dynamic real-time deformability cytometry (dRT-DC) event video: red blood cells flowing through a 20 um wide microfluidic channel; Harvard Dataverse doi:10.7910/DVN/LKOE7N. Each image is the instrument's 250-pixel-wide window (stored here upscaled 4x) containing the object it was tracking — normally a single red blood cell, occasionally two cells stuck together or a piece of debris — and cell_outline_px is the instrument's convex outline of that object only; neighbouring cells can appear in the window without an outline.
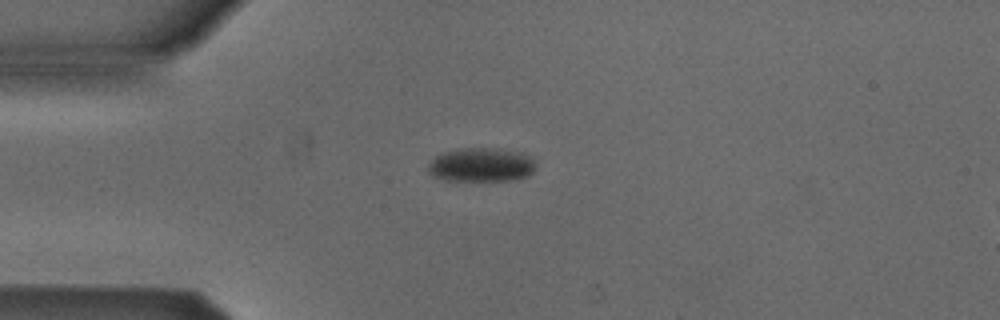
{"species": "Egyptian fruit bat (a non-hibernating species)", "species_latin": "Rousettus aegyptiacus", "temperature_condition": "cold", "stored_images_in_passage": 40, "camera_frame_rate_fps": 3000, "um_per_image_px": 0.085, "animal": {"sex": "male"}, "frame": {"image": 1, "passage_image": 1, "time_ms": 0.0, "image_size_px": [1000, 320], "cell_outline_px": [[532, 172], [524, 176], [508, 180], [444, 180], [432, 176], [428, 172], [428, 164], [436, 156], [444, 152], [460, 148], [496, 148], [524, 152], [532, 160]], "centroid_in_image_um": [40.84, 13.99], "position_along_channel_um": 44.2, "area_um2": 20.98}}
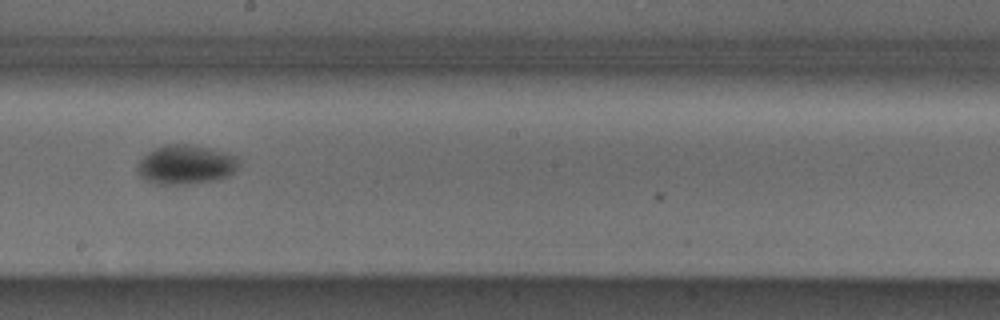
{"frame": {"image": 2, "passage_image": 17, "time_ms": 5.333, "image_size_px": [1000, 320], "cell_outline_px": [[240, 164], [228, 176], [216, 180], [184, 184], [152, 184], [140, 176], [136, 168], [136, 164], [152, 148], [164, 144], [188, 144], [208, 148], [236, 156]], "centroid_in_image_um": [15.73, 13.99], "position_along_channel_um": 232.5, "area_um2": 23.24}}
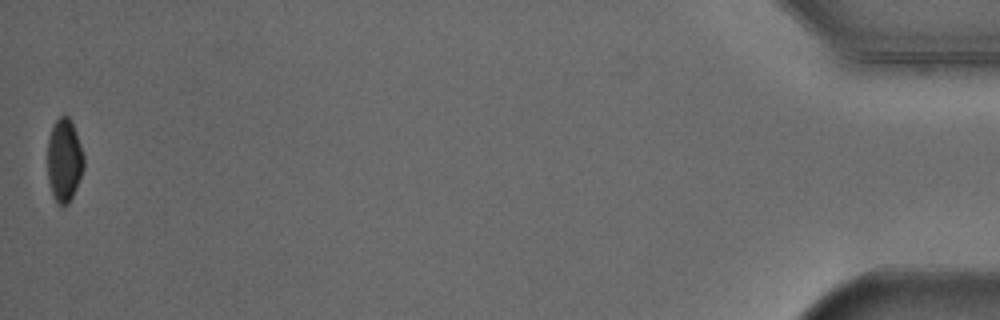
{"frame": {"image": 3, "passage_image": 40, "time_ms": 13.0, "image_size_px": [1000, 320], "cell_outline_px": [[84, 168], [72, 196], [68, 204], [60, 204], [52, 196], [48, 180], [48, 140], [52, 124], [60, 116], [68, 116], [76, 132], [84, 156]], "centroid_in_image_um": [5.45, 13.6], "position_along_channel_um": 429.7, "area_um2": 17.4}, "authors_computed_cell_mechanics": {"area_um2": 21.1259, "velocity_mm_per_s": 3.8895, "shape_relaxation_time_tau1_ms": 3.7756, "shape_relaxation_time_tau2_ms": null, "deformation_change_tau1": 0.0597, "deformation_change_tau2": null}}